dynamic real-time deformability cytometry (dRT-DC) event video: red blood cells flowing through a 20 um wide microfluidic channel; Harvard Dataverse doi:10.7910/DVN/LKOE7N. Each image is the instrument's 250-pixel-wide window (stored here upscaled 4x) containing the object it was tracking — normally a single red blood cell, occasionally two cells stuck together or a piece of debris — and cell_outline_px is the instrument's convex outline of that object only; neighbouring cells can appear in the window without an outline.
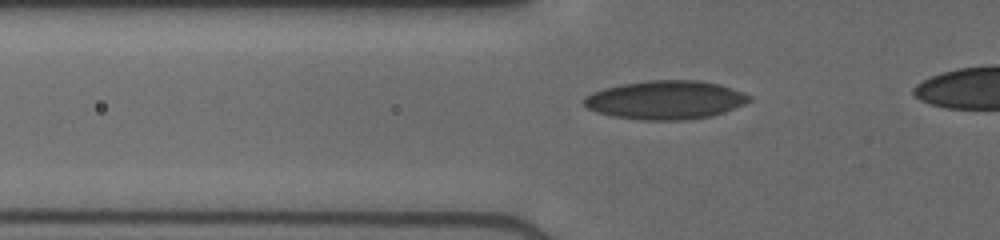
{"species": "human", "species_latin": "Homo sapiens", "temperature_condition": "cold", "stored_images_in_passage": 12, "camera_frame_rate_fps": 3000, "um_per_image_px": 0.085, "donor": {"sex": "male"}, "frame": {"image": 1, "passage_image": 4, "time_ms": 1.667, "image_size_px": [1000, 240], "cell_outline_px": [[752, 100], [744, 104], [724, 112], [712, 116], [684, 120], [644, 120], [612, 116], [596, 112], [588, 108], [584, 104], [584, 96], [592, 92], [604, 88], [620, 84], [648, 80], [700, 80], [716, 84], [752, 96]], "centroid_in_image_um": [56.54, 8.5], "position_along_channel_um": 69.3, "area_um2": 37.11}}
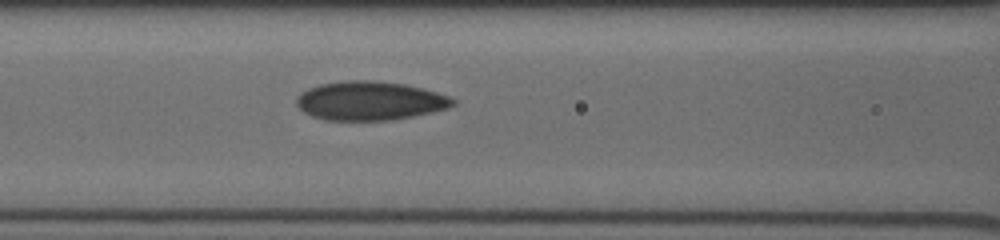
{"frame": {"image": 2, "passage_image": 9, "time_ms": 3.333, "image_size_px": [1000, 240], "cell_outline_px": [[456, 104], [448, 108], [432, 112], [392, 120], [324, 120], [312, 116], [304, 112], [296, 104], [296, 96], [300, 92], [308, 88], [320, 84], [348, 80], [372, 80], [404, 84], [424, 88], [448, 96], [456, 100]], "centroid_in_image_um": [31.43, 8.56], "position_along_channel_um": 135.2, "area_um2": 35.55}}
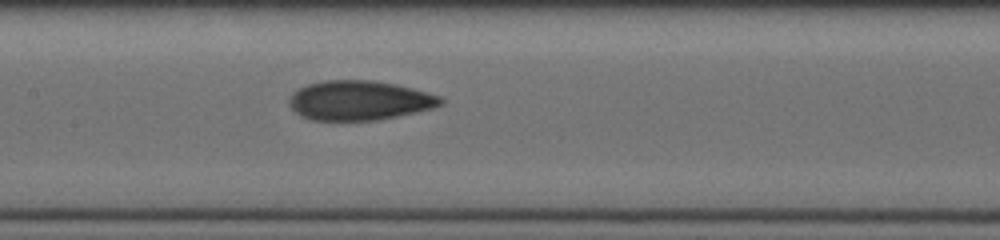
{"frame": {"image": 3, "passage_image": 12, "time_ms": 4.333, "image_size_px": [1000, 240], "cell_outline_px": [[444, 104], [432, 108], [396, 116], [376, 120], [312, 120], [300, 116], [292, 108], [288, 100], [292, 92], [308, 84], [324, 80], [372, 80], [396, 84], [428, 92], [440, 96], [444, 100]], "centroid_in_image_um": [30.54, 8.53], "position_along_channel_um": 176.9, "area_um2": 34.85}}